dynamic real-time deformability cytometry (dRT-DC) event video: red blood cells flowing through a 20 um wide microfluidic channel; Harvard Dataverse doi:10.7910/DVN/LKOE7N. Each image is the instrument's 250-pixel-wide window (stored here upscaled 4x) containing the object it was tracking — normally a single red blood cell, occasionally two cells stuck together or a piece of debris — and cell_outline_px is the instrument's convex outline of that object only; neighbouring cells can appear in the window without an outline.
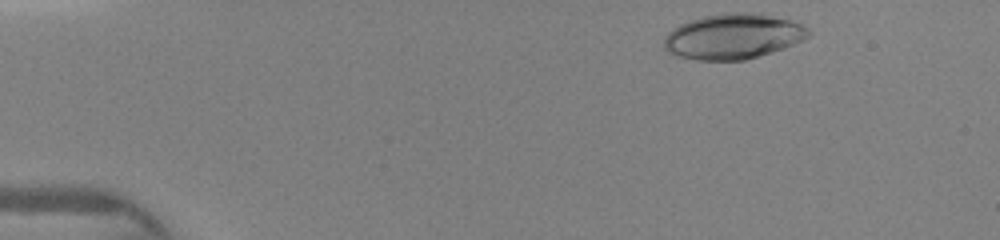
{"species": "human", "species_latin": "Homo sapiens", "temperature_condition": "warm", "stored_images_in_passage": 13, "segment_of_instrument_passage": [1, 2], "camera_frame_rate_fps": 3000, "um_per_image_px": 0.085, "donor": {"sex": "female"}, "frame": {"image": 1, "passage_image": 1, "time_ms": 0.0, "image_size_px": [1000, 240], "cell_outline_px": [[812, 32], [808, 36], [792, 44], [744, 60], [696, 60], [680, 56], [668, 52], [664, 48], [664, 36], [672, 28], [688, 20], [704, 16], [724, 12], [760, 12], [788, 20], [800, 24], [808, 28]], "centroid_in_image_um": [62.26, 3.07], "position_along_channel_um": 22.7, "area_um2": 37.92}}
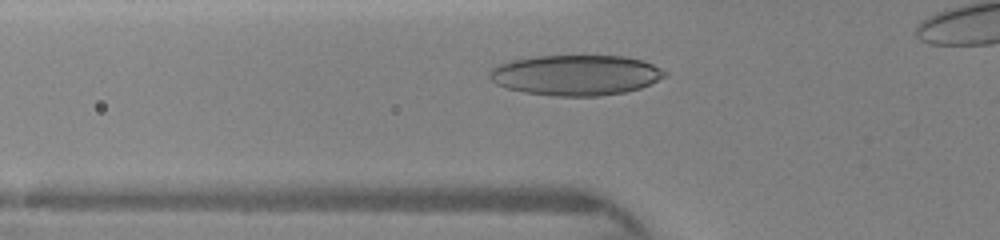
{"frame": {"image": 2, "passage_image": 8, "time_ms": 3.333, "image_size_px": [1000, 240], "cell_outline_px": [[668, 72], [664, 76], [640, 88], [624, 92], [600, 96], [556, 96], [524, 92], [508, 88], [496, 84], [488, 76], [488, 72], [492, 68], [500, 64], [512, 60], [536, 56], [624, 56], [644, 60]], "centroid_in_image_um": [48.93, 6.38], "position_along_channel_um": 76.9, "area_um2": 41.1}}
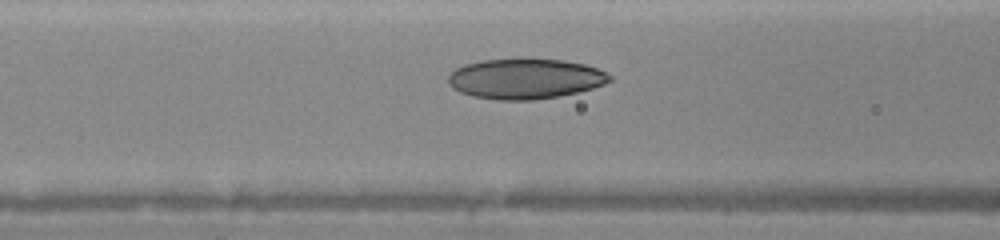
{"frame": {"image": 3, "passage_image": 11, "time_ms": 4.333, "image_size_px": [1000, 240], "cell_outline_px": [[612, 80], [604, 84], [592, 88], [560, 96], [532, 100], [496, 100], [472, 96], [460, 92], [452, 88], [448, 84], [448, 76], [456, 68], [464, 64], [480, 60], [524, 56], [564, 60], [584, 64], [596, 68], [612, 76]], "centroid_in_image_um": [44.61, 6.66], "position_along_channel_um": 122.0, "area_um2": 38.78}}